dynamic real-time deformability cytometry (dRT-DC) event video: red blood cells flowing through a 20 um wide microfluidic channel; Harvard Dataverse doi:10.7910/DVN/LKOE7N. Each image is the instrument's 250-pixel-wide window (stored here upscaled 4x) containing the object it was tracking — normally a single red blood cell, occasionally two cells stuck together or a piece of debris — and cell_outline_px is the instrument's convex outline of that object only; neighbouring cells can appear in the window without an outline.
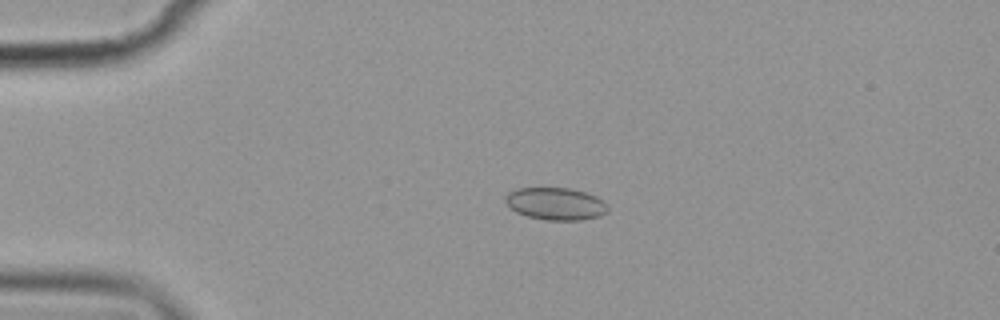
{"species": "common noctule bat (a hibernating species)", "species_latin": "Nyctalus noctula", "temperature_condition": "cold", "stored_images_in_passage": 5, "camera_frame_rate_fps": 3000, "um_per_image_px": 0.085, "animal": {"sex": "female", "body_mass_g": 19.9}, "frame": {"image": 1, "passage_image": 4, "time_ms": 3.667, "image_size_px": [1000, 320], "cell_outline_px": [[608, 212], [600, 216], [580, 220], [544, 220], [528, 216], [516, 212], [504, 200], [504, 196], [508, 192], [516, 188], [568, 188], [584, 192], [596, 196], [604, 200], [608, 204]], "centroid_in_image_um": [47.25, 17.32], "position_along_channel_um": 37.8, "area_um2": 19.42}}